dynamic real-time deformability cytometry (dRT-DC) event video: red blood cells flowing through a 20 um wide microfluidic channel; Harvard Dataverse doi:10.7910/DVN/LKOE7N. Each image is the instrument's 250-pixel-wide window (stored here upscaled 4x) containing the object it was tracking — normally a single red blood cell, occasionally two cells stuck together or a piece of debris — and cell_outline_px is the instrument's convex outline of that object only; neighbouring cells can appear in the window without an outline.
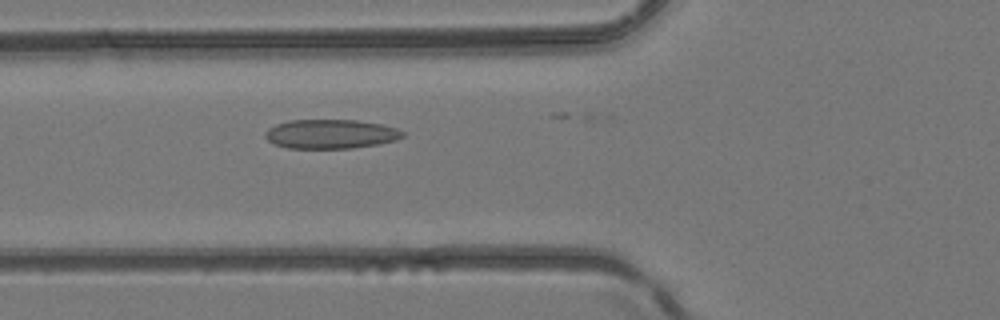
{"species": "common noctule bat (a hibernating species)", "species_latin": "Nyctalus noctula", "temperature_condition": "room temperature", "stored_images_in_passage": 22, "camera_frame_rate_fps": 3000, "um_per_image_px": 0.085, "animal": {"sex": "female", "body_mass_g": 24.6, "forearm_length_mm": 56.2}, "frame": {"image": 1, "passage_image": 9, "time_ms": 2.667, "image_size_px": [1000, 320], "cell_outline_px": [[404, 136], [396, 140], [380, 144], [352, 148], [288, 148], [276, 144], [268, 140], [264, 136], [264, 132], [268, 128], [276, 124], [288, 120], [356, 120], [380, 124], [396, 128], [404, 132]], "centroid_in_image_um": [28.1, 11.39], "position_along_channel_um": 97.7, "area_um2": 23.41}}
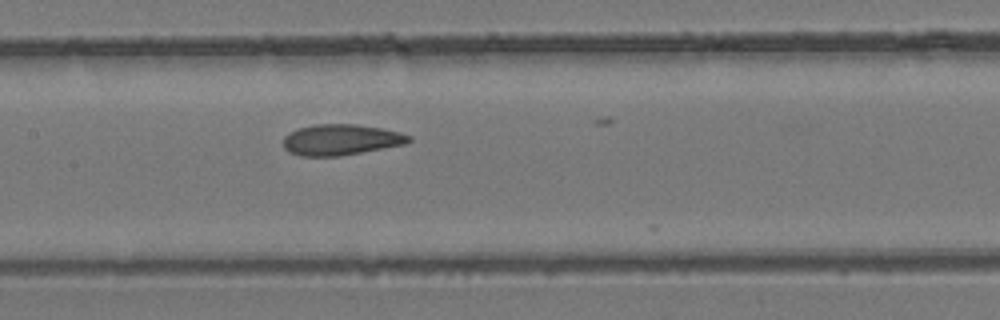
{"frame": {"image": 2, "passage_image": 14, "time_ms": 4.333, "image_size_px": [1000, 320], "cell_outline_px": [[412, 140], [404, 144], [340, 156], [300, 156], [288, 152], [284, 148], [284, 136], [300, 128], [316, 124], [356, 124], [380, 128], [412, 136]], "centroid_in_image_um": [28.96, 11.88], "position_along_channel_um": 178.4, "area_um2": 22.31}}
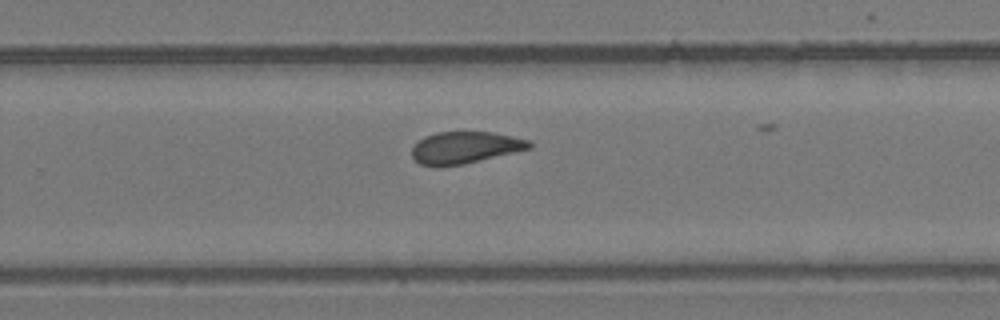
{"frame": {"image": 3, "passage_image": 21, "time_ms": 6.667, "image_size_px": [1000, 320], "cell_outline_px": [[532, 148], [464, 164], [420, 164], [412, 156], [412, 148], [424, 136], [436, 132], [492, 132], [528, 140], [532, 144]], "centroid_in_image_um": [39.56, 12.51], "position_along_channel_um": 290.2, "area_um2": 21.21}}